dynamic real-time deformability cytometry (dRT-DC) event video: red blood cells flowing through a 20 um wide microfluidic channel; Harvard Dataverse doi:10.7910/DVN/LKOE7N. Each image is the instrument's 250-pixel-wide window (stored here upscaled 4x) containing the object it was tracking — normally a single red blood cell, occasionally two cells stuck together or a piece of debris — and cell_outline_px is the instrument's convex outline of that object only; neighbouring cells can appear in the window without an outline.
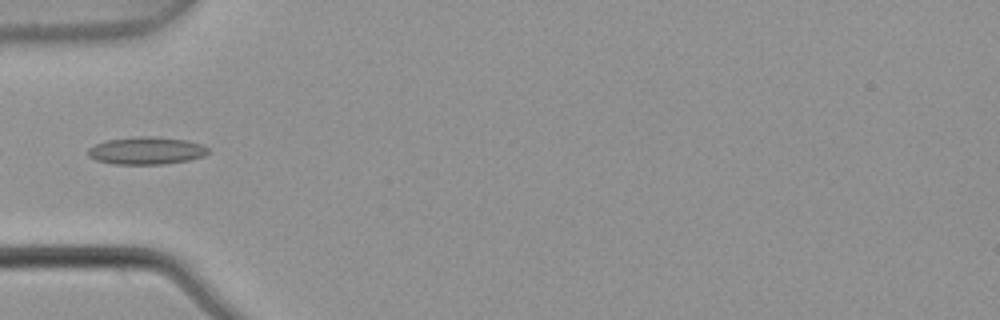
{"species": "common noctule bat (a hibernating species)", "species_latin": "Nyctalus noctula", "temperature_condition": "warm", "stored_images_in_passage": 3, "camera_frame_rate_fps": 3000, "um_per_image_px": 0.085, "animal": {"sex": "male", "body_mass_g": 21.5, "forearm_length_mm": 52.0}, "frame": {"image": 1, "passage_image": 3, "time_ms": 0.667, "image_size_px": [1000, 320], "cell_outline_px": [[208, 152], [204, 156], [188, 160], [164, 164], [112, 164], [96, 160], [88, 156], [88, 148], [96, 144], [108, 140], [136, 136], [156, 136], [188, 140], [200, 144], [208, 148]], "centroid_in_image_um": [12.44, 12.8], "position_along_channel_um": 72.6, "area_um2": 19.31}}